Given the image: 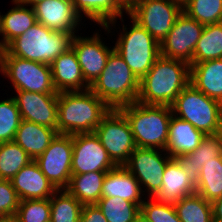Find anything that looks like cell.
<instances>
[{
  "instance_id": "7",
  "label": "cell",
  "mask_w": 222,
  "mask_h": 222,
  "mask_svg": "<svg viewBox=\"0 0 222 222\" xmlns=\"http://www.w3.org/2000/svg\"><path fill=\"white\" fill-rule=\"evenodd\" d=\"M127 16L132 25L127 28V25L123 24L121 32L117 33L120 35L115 41L114 50L140 81L161 56L160 43L129 15Z\"/></svg>"
},
{
  "instance_id": "43",
  "label": "cell",
  "mask_w": 222,
  "mask_h": 222,
  "mask_svg": "<svg viewBox=\"0 0 222 222\" xmlns=\"http://www.w3.org/2000/svg\"><path fill=\"white\" fill-rule=\"evenodd\" d=\"M19 3L33 7L35 4L44 0H17Z\"/></svg>"
},
{
  "instance_id": "3",
  "label": "cell",
  "mask_w": 222,
  "mask_h": 222,
  "mask_svg": "<svg viewBox=\"0 0 222 222\" xmlns=\"http://www.w3.org/2000/svg\"><path fill=\"white\" fill-rule=\"evenodd\" d=\"M127 119L136 147L166 150L172 108L139 102L117 108Z\"/></svg>"
},
{
  "instance_id": "14",
  "label": "cell",
  "mask_w": 222,
  "mask_h": 222,
  "mask_svg": "<svg viewBox=\"0 0 222 222\" xmlns=\"http://www.w3.org/2000/svg\"><path fill=\"white\" fill-rule=\"evenodd\" d=\"M72 141V175L109 171L116 167L94 132L73 134Z\"/></svg>"
},
{
  "instance_id": "18",
  "label": "cell",
  "mask_w": 222,
  "mask_h": 222,
  "mask_svg": "<svg viewBox=\"0 0 222 222\" xmlns=\"http://www.w3.org/2000/svg\"><path fill=\"white\" fill-rule=\"evenodd\" d=\"M11 182L20 201L50 199L57 191L34 160L24 166Z\"/></svg>"
},
{
  "instance_id": "47",
  "label": "cell",
  "mask_w": 222,
  "mask_h": 222,
  "mask_svg": "<svg viewBox=\"0 0 222 222\" xmlns=\"http://www.w3.org/2000/svg\"><path fill=\"white\" fill-rule=\"evenodd\" d=\"M1 24H2V14L0 12V36H1Z\"/></svg>"
},
{
  "instance_id": "46",
  "label": "cell",
  "mask_w": 222,
  "mask_h": 222,
  "mask_svg": "<svg viewBox=\"0 0 222 222\" xmlns=\"http://www.w3.org/2000/svg\"><path fill=\"white\" fill-rule=\"evenodd\" d=\"M173 1L183 6L188 0H173Z\"/></svg>"
},
{
  "instance_id": "34",
  "label": "cell",
  "mask_w": 222,
  "mask_h": 222,
  "mask_svg": "<svg viewBox=\"0 0 222 222\" xmlns=\"http://www.w3.org/2000/svg\"><path fill=\"white\" fill-rule=\"evenodd\" d=\"M108 222H134L140 206L121 197H101L96 203Z\"/></svg>"
},
{
  "instance_id": "9",
  "label": "cell",
  "mask_w": 222,
  "mask_h": 222,
  "mask_svg": "<svg viewBox=\"0 0 222 222\" xmlns=\"http://www.w3.org/2000/svg\"><path fill=\"white\" fill-rule=\"evenodd\" d=\"M94 133L113 163L116 166H124L136 148L126 117L117 108H112Z\"/></svg>"
},
{
  "instance_id": "10",
  "label": "cell",
  "mask_w": 222,
  "mask_h": 222,
  "mask_svg": "<svg viewBox=\"0 0 222 222\" xmlns=\"http://www.w3.org/2000/svg\"><path fill=\"white\" fill-rule=\"evenodd\" d=\"M171 158L165 150L136 147L124 167L140 183L143 194L154 197L161 188L165 166Z\"/></svg>"
},
{
  "instance_id": "32",
  "label": "cell",
  "mask_w": 222,
  "mask_h": 222,
  "mask_svg": "<svg viewBox=\"0 0 222 222\" xmlns=\"http://www.w3.org/2000/svg\"><path fill=\"white\" fill-rule=\"evenodd\" d=\"M51 222H80L83 204L66 189L57 190L50 198Z\"/></svg>"
},
{
  "instance_id": "25",
  "label": "cell",
  "mask_w": 222,
  "mask_h": 222,
  "mask_svg": "<svg viewBox=\"0 0 222 222\" xmlns=\"http://www.w3.org/2000/svg\"><path fill=\"white\" fill-rule=\"evenodd\" d=\"M205 135L193 125L172 114L166 152L175 158L193 152Z\"/></svg>"
},
{
  "instance_id": "44",
  "label": "cell",
  "mask_w": 222,
  "mask_h": 222,
  "mask_svg": "<svg viewBox=\"0 0 222 222\" xmlns=\"http://www.w3.org/2000/svg\"><path fill=\"white\" fill-rule=\"evenodd\" d=\"M134 222H151L141 212L137 215Z\"/></svg>"
},
{
  "instance_id": "21",
  "label": "cell",
  "mask_w": 222,
  "mask_h": 222,
  "mask_svg": "<svg viewBox=\"0 0 222 222\" xmlns=\"http://www.w3.org/2000/svg\"><path fill=\"white\" fill-rule=\"evenodd\" d=\"M77 14L82 18L86 16L92 22L100 25L109 34L121 19L124 23V12L118 0H71ZM113 26V28H111Z\"/></svg>"
},
{
  "instance_id": "42",
  "label": "cell",
  "mask_w": 222,
  "mask_h": 222,
  "mask_svg": "<svg viewBox=\"0 0 222 222\" xmlns=\"http://www.w3.org/2000/svg\"><path fill=\"white\" fill-rule=\"evenodd\" d=\"M143 0H118L120 6L127 12L130 13L137 5Z\"/></svg>"
},
{
  "instance_id": "36",
  "label": "cell",
  "mask_w": 222,
  "mask_h": 222,
  "mask_svg": "<svg viewBox=\"0 0 222 222\" xmlns=\"http://www.w3.org/2000/svg\"><path fill=\"white\" fill-rule=\"evenodd\" d=\"M22 121L14 98L0 100V143L14 141L16 131Z\"/></svg>"
},
{
  "instance_id": "30",
  "label": "cell",
  "mask_w": 222,
  "mask_h": 222,
  "mask_svg": "<svg viewBox=\"0 0 222 222\" xmlns=\"http://www.w3.org/2000/svg\"><path fill=\"white\" fill-rule=\"evenodd\" d=\"M196 192L209 202L222 197V156L204 163Z\"/></svg>"
},
{
  "instance_id": "19",
  "label": "cell",
  "mask_w": 222,
  "mask_h": 222,
  "mask_svg": "<svg viewBox=\"0 0 222 222\" xmlns=\"http://www.w3.org/2000/svg\"><path fill=\"white\" fill-rule=\"evenodd\" d=\"M53 85L59 92L85 91L89 89L74 50L70 47L51 64Z\"/></svg>"
},
{
  "instance_id": "33",
  "label": "cell",
  "mask_w": 222,
  "mask_h": 222,
  "mask_svg": "<svg viewBox=\"0 0 222 222\" xmlns=\"http://www.w3.org/2000/svg\"><path fill=\"white\" fill-rule=\"evenodd\" d=\"M32 158L15 142L0 143V179L11 180Z\"/></svg>"
},
{
  "instance_id": "12",
  "label": "cell",
  "mask_w": 222,
  "mask_h": 222,
  "mask_svg": "<svg viewBox=\"0 0 222 222\" xmlns=\"http://www.w3.org/2000/svg\"><path fill=\"white\" fill-rule=\"evenodd\" d=\"M72 153V135L58 133L47 149L34 160L57 190L66 189L69 185Z\"/></svg>"
},
{
  "instance_id": "17",
  "label": "cell",
  "mask_w": 222,
  "mask_h": 222,
  "mask_svg": "<svg viewBox=\"0 0 222 222\" xmlns=\"http://www.w3.org/2000/svg\"><path fill=\"white\" fill-rule=\"evenodd\" d=\"M36 20L48 29L76 35L81 18L71 0H44L33 6ZM76 33V34H75Z\"/></svg>"
},
{
  "instance_id": "26",
  "label": "cell",
  "mask_w": 222,
  "mask_h": 222,
  "mask_svg": "<svg viewBox=\"0 0 222 222\" xmlns=\"http://www.w3.org/2000/svg\"><path fill=\"white\" fill-rule=\"evenodd\" d=\"M58 134L57 129L23 120L16 131L14 141L35 160Z\"/></svg>"
},
{
  "instance_id": "22",
  "label": "cell",
  "mask_w": 222,
  "mask_h": 222,
  "mask_svg": "<svg viewBox=\"0 0 222 222\" xmlns=\"http://www.w3.org/2000/svg\"><path fill=\"white\" fill-rule=\"evenodd\" d=\"M102 197H121L139 206L146 198L140 183L124 166H116L107 171L102 185Z\"/></svg>"
},
{
  "instance_id": "6",
  "label": "cell",
  "mask_w": 222,
  "mask_h": 222,
  "mask_svg": "<svg viewBox=\"0 0 222 222\" xmlns=\"http://www.w3.org/2000/svg\"><path fill=\"white\" fill-rule=\"evenodd\" d=\"M173 115L189 122L204 135L222 132V103L189 83L171 105Z\"/></svg>"
},
{
  "instance_id": "8",
  "label": "cell",
  "mask_w": 222,
  "mask_h": 222,
  "mask_svg": "<svg viewBox=\"0 0 222 222\" xmlns=\"http://www.w3.org/2000/svg\"><path fill=\"white\" fill-rule=\"evenodd\" d=\"M0 72L15 91L58 94L52 81L51 65L12 56L0 50Z\"/></svg>"
},
{
  "instance_id": "38",
  "label": "cell",
  "mask_w": 222,
  "mask_h": 222,
  "mask_svg": "<svg viewBox=\"0 0 222 222\" xmlns=\"http://www.w3.org/2000/svg\"><path fill=\"white\" fill-rule=\"evenodd\" d=\"M140 212L151 222H181L174 204L158 202L154 197L145 198Z\"/></svg>"
},
{
  "instance_id": "5",
  "label": "cell",
  "mask_w": 222,
  "mask_h": 222,
  "mask_svg": "<svg viewBox=\"0 0 222 222\" xmlns=\"http://www.w3.org/2000/svg\"><path fill=\"white\" fill-rule=\"evenodd\" d=\"M89 89L111 108H118L136 102L139 80L122 57L113 50L104 70Z\"/></svg>"
},
{
  "instance_id": "27",
  "label": "cell",
  "mask_w": 222,
  "mask_h": 222,
  "mask_svg": "<svg viewBox=\"0 0 222 222\" xmlns=\"http://www.w3.org/2000/svg\"><path fill=\"white\" fill-rule=\"evenodd\" d=\"M14 7L2 14L0 50L37 23L33 7L12 0Z\"/></svg>"
},
{
  "instance_id": "45",
  "label": "cell",
  "mask_w": 222,
  "mask_h": 222,
  "mask_svg": "<svg viewBox=\"0 0 222 222\" xmlns=\"http://www.w3.org/2000/svg\"><path fill=\"white\" fill-rule=\"evenodd\" d=\"M0 222H17L15 216L0 217Z\"/></svg>"
},
{
  "instance_id": "28",
  "label": "cell",
  "mask_w": 222,
  "mask_h": 222,
  "mask_svg": "<svg viewBox=\"0 0 222 222\" xmlns=\"http://www.w3.org/2000/svg\"><path fill=\"white\" fill-rule=\"evenodd\" d=\"M107 171L71 175L66 190L81 204H96L102 197V185Z\"/></svg>"
},
{
  "instance_id": "13",
  "label": "cell",
  "mask_w": 222,
  "mask_h": 222,
  "mask_svg": "<svg viewBox=\"0 0 222 222\" xmlns=\"http://www.w3.org/2000/svg\"><path fill=\"white\" fill-rule=\"evenodd\" d=\"M203 29V24L182 11L174 22L172 29L160 43L161 56L182 60L191 65L194 49Z\"/></svg>"
},
{
  "instance_id": "20",
  "label": "cell",
  "mask_w": 222,
  "mask_h": 222,
  "mask_svg": "<svg viewBox=\"0 0 222 222\" xmlns=\"http://www.w3.org/2000/svg\"><path fill=\"white\" fill-rule=\"evenodd\" d=\"M219 156H222V132L205 135L196 150L185 155H178L175 159L186 173L190 183L196 188L204 163Z\"/></svg>"
},
{
  "instance_id": "23",
  "label": "cell",
  "mask_w": 222,
  "mask_h": 222,
  "mask_svg": "<svg viewBox=\"0 0 222 222\" xmlns=\"http://www.w3.org/2000/svg\"><path fill=\"white\" fill-rule=\"evenodd\" d=\"M196 192L186 173L175 158H171L165 166L160 190L154 196L158 202L175 204L187 195Z\"/></svg>"
},
{
  "instance_id": "35",
  "label": "cell",
  "mask_w": 222,
  "mask_h": 222,
  "mask_svg": "<svg viewBox=\"0 0 222 222\" xmlns=\"http://www.w3.org/2000/svg\"><path fill=\"white\" fill-rule=\"evenodd\" d=\"M183 11L203 25L222 22V0H188Z\"/></svg>"
},
{
  "instance_id": "24",
  "label": "cell",
  "mask_w": 222,
  "mask_h": 222,
  "mask_svg": "<svg viewBox=\"0 0 222 222\" xmlns=\"http://www.w3.org/2000/svg\"><path fill=\"white\" fill-rule=\"evenodd\" d=\"M190 83L222 103V58L190 65Z\"/></svg>"
},
{
  "instance_id": "4",
  "label": "cell",
  "mask_w": 222,
  "mask_h": 222,
  "mask_svg": "<svg viewBox=\"0 0 222 222\" xmlns=\"http://www.w3.org/2000/svg\"><path fill=\"white\" fill-rule=\"evenodd\" d=\"M72 38L71 33L53 31L37 22L12 40L5 49L12 56L51 65L71 47Z\"/></svg>"
},
{
  "instance_id": "41",
  "label": "cell",
  "mask_w": 222,
  "mask_h": 222,
  "mask_svg": "<svg viewBox=\"0 0 222 222\" xmlns=\"http://www.w3.org/2000/svg\"><path fill=\"white\" fill-rule=\"evenodd\" d=\"M213 222H222V197L212 202Z\"/></svg>"
},
{
  "instance_id": "40",
  "label": "cell",
  "mask_w": 222,
  "mask_h": 222,
  "mask_svg": "<svg viewBox=\"0 0 222 222\" xmlns=\"http://www.w3.org/2000/svg\"><path fill=\"white\" fill-rule=\"evenodd\" d=\"M80 222H108L97 204L83 205Z\"/></svg>"
},
{
  "instance_id": "11",
  "label": "cell",
  "mask_w": 222,
  "mask_h": 222,
  "mask_svg": "<svg viewBox=\"0 0 222 222\" xmlns=\"http://www.w3.org/2000/svg\"><path fill=\"white\" fill-rule=\"evenodd\" d=\"M182 11L173 0H143L128 15L161 43Z\"/></svg>"
},
{
  "instance_id": "29",
  "label": "cell",
  "mask_w": 222,
  "mask_h": 222,
  "mask_svg": "<svg viewBox=\"0 0 222 222\" xmlns=\"http://www.w3.org/2000/svg\"><path fill=\"white\" fill-rule=\"evenodd\" d=\"M222 58V22L204 25L193 53V63Z\"/></svg>"
},
{
  "instance_id": "2",
  "label": "cell",
  "mask_w": 222,
  "mask_h": 222,
  "mask_svg": "<svg viewBox=\"0 0 222 222\" xmlns=\"http://www.w3.org/2000/svg\"><path fill=\"white\" fill-rule=\"evenodd\" d=\"M112 108L90 89L59 92L57 132L93 133Z\"/></svg>"
},
{
  "instance_id": "15",
  "label": "cell",
  "mask_w": 222,
  "mask_h": 222,
  "mask_svg": "<svg viewBox=\"0 0 222 222\" xmlns=\"http://www.w3.org/2000/svg\"><path fill=\"white\" fill-rule=\"evenodd\" d=\"M96 31L89 36L74 35L71 48L74 50L86 83L91 86L104 70L113 47L106 46L101 34Z\"/></svg>"
},
{
  "instance_id": "16",
  "label": "cell",
  "mask_w": 222,
  "mask_h": 222,
  "mask_svg": "<svg viewBox=\"0 0 222 222\" xmlns=\"http://www.w3.org/2000/svg\"><path fill=\"white\" fill-rule=\"evenodd\" d=\"M15 92L16 95L12 97L23 120L57 129L58 94Z\"/></svg>"
},
{
  "instance_id": "31",
  "label": "cell",
  "mask_w": 222,
  "mask_h": 222,
  "mask_svg": "<svg viewBox=\"0 0 222 222\" xmlns=\"http://www.w3.org/2000/svg\"><path fill=\"white\" fill-rule=\"evenodd\" d=\"M181 222H213L212 202L195 192L174 204Z\"/></svg>"
},
{
  "instance_id": "39",
  "label": "cell",
  "mask_w": 222,
  "mask_h": 222,
  "mask_svg": "<svg viewBox=\"0 0 222 222\" xmlns=\"http://www.w3.org/2000/svg\"><path fill=\"white\" fill-rule=\"evenodd\" d=\"M19 203L11 180L0 179V217L15 216Z\"/></svg>"
},
{
  "instance_id": "37",
  "label": "cell",
  "mask_w": 222,
  "mask_h": 222,
  "mask_svg": "<svg viewBox=\"0 0 222 222\" xmlns=\"http://www.w3.org/2000/svg\"><path fill=\"white\" fill-rule=\"evenodd\" d=\"M50 216V199L22 200L15 214L17 222H49Z\"/></svg>"
},
{
  "instance_id": "1",
  "label": "cell",
  "mask_w": 222,
  "mask_h": 222,
  "mask_svg": "<svg viewBox=\"0 0 222 222\" xmlns=\"http://www.w3.org/2000/svg\"><path fill=\"white\" fill-rule=\"evenodd\" d=\"M190 83V65L182 60L160 56L139 81L137 102L171 106Z\"/></svg>"
}]
</instances>
